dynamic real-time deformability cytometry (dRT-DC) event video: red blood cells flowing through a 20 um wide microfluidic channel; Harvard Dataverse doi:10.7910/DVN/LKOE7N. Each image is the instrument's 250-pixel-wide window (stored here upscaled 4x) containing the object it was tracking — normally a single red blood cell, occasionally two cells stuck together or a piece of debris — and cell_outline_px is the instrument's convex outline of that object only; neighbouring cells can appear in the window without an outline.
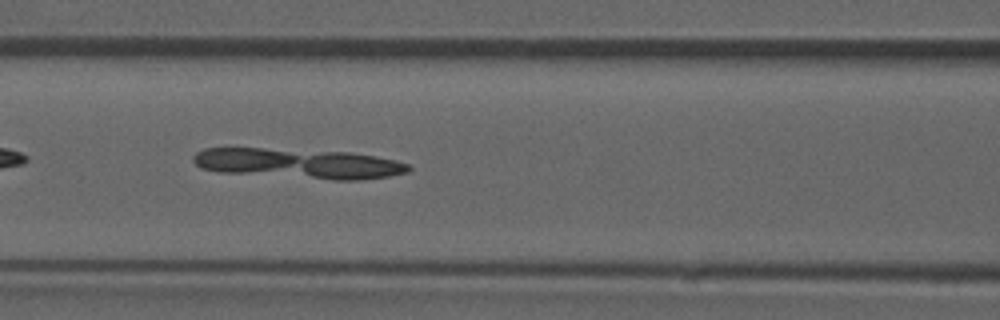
{"species": "common noctule bat (a hibernating species)", "species_latin": "Nyctalus noctula", "temperature_condition": "room temperature", "stored_images_in_passage": 51, "camera_frame_rate_fps": 3000, "um_per_image_px": 0.085, "animal": {"sex": "male", "forearm_length_mm": 52.5}, "frame": {"image": 1, "passage_image": 22, "time_ms": 7.0, "image_size_px": [1000, 320], "cell_outline_px": [[408, 168], [404, 172], [380, 176], [316, 176], [208, 168], [196, 164], [196, 156], [200, 152], [212, 148], [256, 148], [368, 156], [388, 160], [404, 164]], "centroid_in_image_um": [25.24, 13.82], "position_along_channel_um": 141.4, "area_um2": 31.21}}